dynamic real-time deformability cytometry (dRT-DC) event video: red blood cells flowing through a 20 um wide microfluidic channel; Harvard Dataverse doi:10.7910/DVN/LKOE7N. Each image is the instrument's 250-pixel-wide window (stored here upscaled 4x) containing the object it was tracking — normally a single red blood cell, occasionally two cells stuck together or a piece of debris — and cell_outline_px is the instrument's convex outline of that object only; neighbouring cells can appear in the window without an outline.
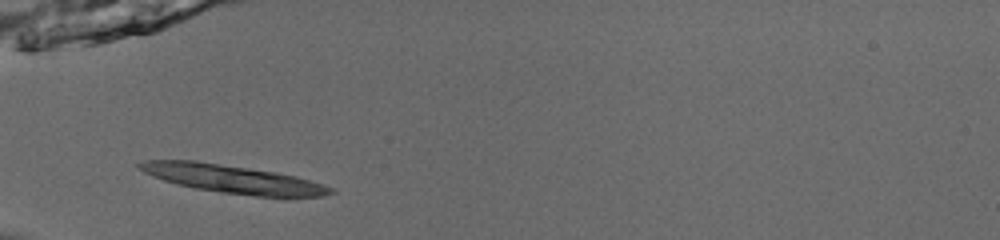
{"species": "common noctule bat (a hibernating species)", "species_latin": "Nyctalus noctula", "temperature_condition": "room temperature", "stored_images_in_passage": 35, "camera_frame_rate_fps": 3000, "um_per_image_px": 0.085, "animal": {"sex": "male", "body_mass_g": 13.0, "forearm_length_mm": 53.1}, "frame": {"image": 1, "passage_image": 2, "time_ms": 0.333, "image_size_px": [1000, 240], "cell_outline_px": [[336, 192], [324, 196], [256, 196], [224, 192], [196, 188], [164, 180], [152, 176], [136, 168], [136, 164], [144, 160], [196, 160], [276, 172], [296, 176], [332, 188]], "centroid_in_image_um": [19.73, 15.19], "position_along_channel_um": 65.3, "area_um2": 30.87}}